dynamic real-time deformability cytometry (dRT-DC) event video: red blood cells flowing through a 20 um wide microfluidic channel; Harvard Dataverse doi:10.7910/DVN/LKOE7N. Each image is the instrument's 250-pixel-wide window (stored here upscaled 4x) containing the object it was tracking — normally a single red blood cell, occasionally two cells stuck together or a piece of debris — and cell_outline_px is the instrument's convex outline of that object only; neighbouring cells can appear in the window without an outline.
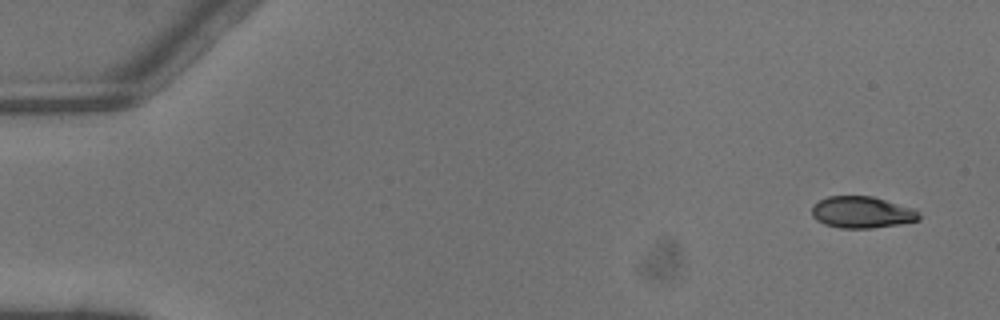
{"species": "common noctule bat (a hibernating species)", "species_latin": "Nyctalus noctula", "temperature_condition": "warm", "stored_images_in_passage": 4, "camera_frame_rate_fps": 3000, "um_per_image_px": 0.085, "animal": {"sex": "male", "body_mass_g": 13.3}, "frame": {"image": 1, "passage_image": 1, "time_ms": 0.0, "image_size_px": [1000, 320], "cell_outline_px": [[920, 220], [900, 224], [872, 228], [840, 228], [824, 224], [816, 220], [812, 216], [812, 204], [828, 196], [872, 196], [916, 208], [920, 216]], "centroid_in_image_um": [73.28, 18.04], "position_along_channel_um": 11.7, "area_um2": 20.0}}
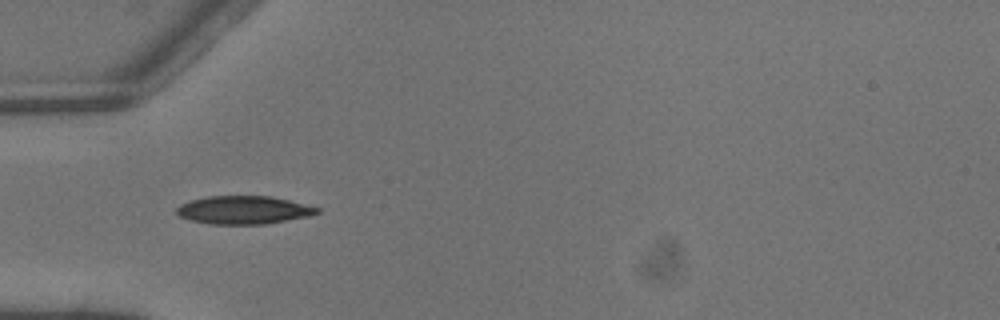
{"frame": {"image": 2, "passage_image": 4, "time_ms": 1.0, "image_size_px": [1000, 320], "cell_outline_px": [[320, 212], [308, 216], [264, 224], [212, 224], [192, 220], [180, 216], [176, 212], [176, 208], [180, 204], [192, 200], [208, 196], [272, 196], [320, 208]], "centroid_in_image_um": [20.71, 17.84], "position_along_channel_um": 64.3, "area_um2": 22.77}}